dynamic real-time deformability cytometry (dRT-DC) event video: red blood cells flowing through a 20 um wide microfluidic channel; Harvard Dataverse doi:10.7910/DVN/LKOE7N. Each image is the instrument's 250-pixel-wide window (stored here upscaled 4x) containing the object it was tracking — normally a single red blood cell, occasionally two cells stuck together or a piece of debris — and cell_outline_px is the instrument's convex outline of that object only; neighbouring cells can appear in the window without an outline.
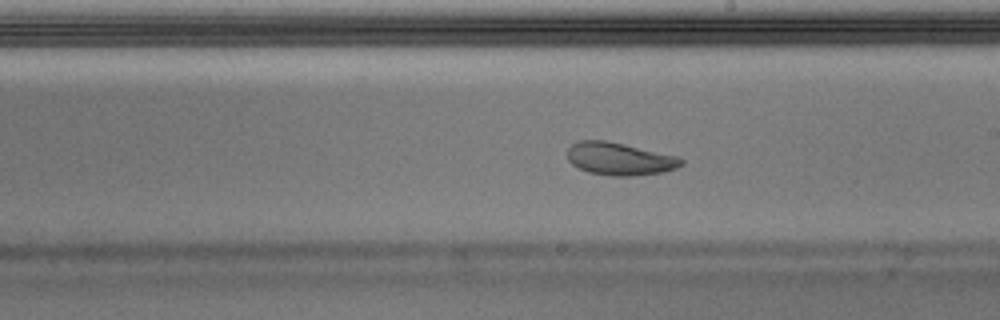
{"species": "Egyptian fruit bat (a non-hibernating species)", "species_latin": "Rousettus aegyptiacus", "temperature_condition": "warm", "stored_images_in_passage": 50, "camera_frame_rate_fps": 3000, "um_per_image_px": 0.085, "animal": {"sex": "male"}, "frame": {"image": 1, "passage_image": 29, "time_ms": 9.333, "image_size_px": [1000, 320], "cell_outline_px": [[684, 164], [676, 168], [660, 172], [636, 176], [612, 176], [588, 172], [572, 164], [568, 160], [568, 148], [572, 144], [580, 140], [608, 140], [676, 156], [684, 160]], "centroid_in_image_um": [52.65, 13.5], "position_along_channel_um": 236.3, "area_um2": 21.62}}
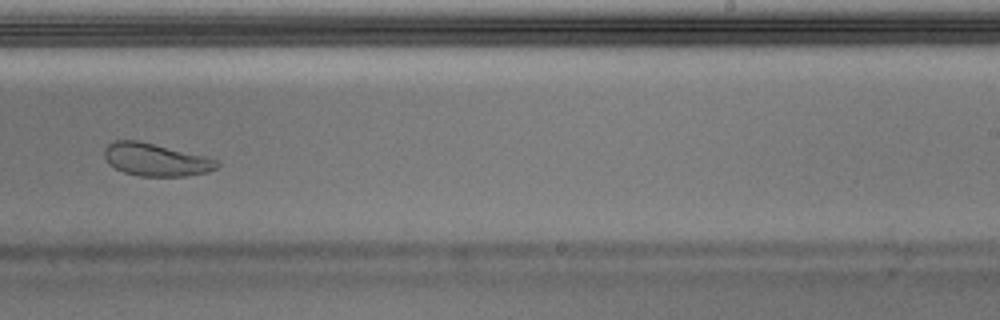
{"frame": {"image": 2, "passage_image": 32, "time_ms": 10.333, "image_size_px": [1000, 320], "cell_outline_px": [[220, 164], [216, 168], [208, 172], [184, 176], [140, 176], [124, 172], [108, 164], [104, 156], [104, 148], [108, 144], [116, 140], [136, 140], [204, 156], [220, 160]], "centroid_in_image_um": [13.23, 13.58], "position_along_channel_um": 275.8, "area_um2": 21.27}}
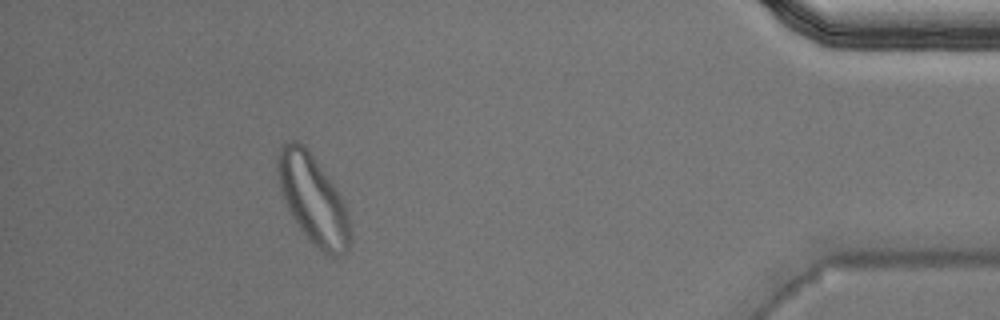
{"frame": {"image": 3, "passage_image": 46, "time_ms": 15.0, "image_size_px": [1000, 320], "cell_outline_px": [[352, 240], [348, 248], [344, 252], [336, 256], [332, 256], [324, 252], [308, 240], [292, 216], [280, 192], [276, 168], [276, 156], [280, 148], [284, 144], [292, 140], [296, 140], [304, 144], [324, 172], [340, 196], [344, 204], [352, 228]], "centroid_in_image_um": [26.59, 16.95], "position_along_channel_um": 408.6, "area_um2": 37.28}, "authors_computed_cell_mechanics": {"area_um2": 22.3108, "velocity_mm_per_s": 3.9517, "shape_relaxation_time_tau1_ms": 4.4499, "shape_relaxation_time_tau2_ms": 2.3289, "deformation_change_tau1": 0.1551, "deformation_change_tau2": 0.0824}}